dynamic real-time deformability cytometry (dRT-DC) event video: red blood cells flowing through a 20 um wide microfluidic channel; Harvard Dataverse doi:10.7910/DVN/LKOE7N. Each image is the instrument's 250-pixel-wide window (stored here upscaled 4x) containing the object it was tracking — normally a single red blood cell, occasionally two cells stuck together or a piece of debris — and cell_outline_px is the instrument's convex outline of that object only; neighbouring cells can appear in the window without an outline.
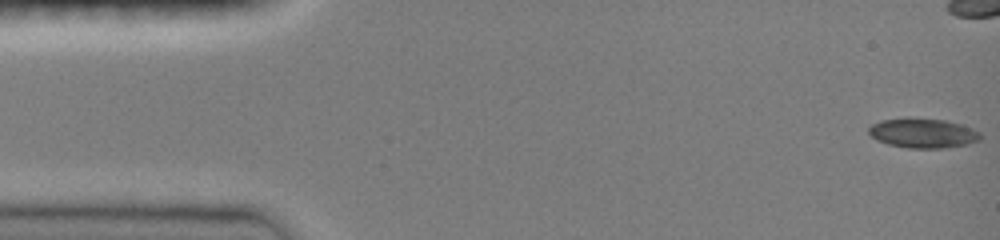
{"species": "common noctule bat (a hibernating species)", "species_latin": "Nyctalus noctula", "temperature_condition": "room temperature", "stored_images_in_passage": 41, "camera_frame_rate_fps": 3000, "um_per_image_px": 0.085, "animal": {"sex": "female", "body_mass_g": 19.0, "forearm_length_mm": 51.5}, "frame": {"image": 1, "passage_image": 1, "time_ms": 0.0, "image_size_px": [1000, 240], "cell_outline_px": [[980, 140], [968, 144], [944, 148], [908, 148], [888, 144], [876, 140], [868, 132], [868, 128], [872, 124], [880, 120], [908, 116], [944, 120], [960, 124], [972, 128], [980, 132]], "centroid_in_image_um": [78.42, 11.3], "position_along_channel_um": 6.6, "area_um2": 19.59}}
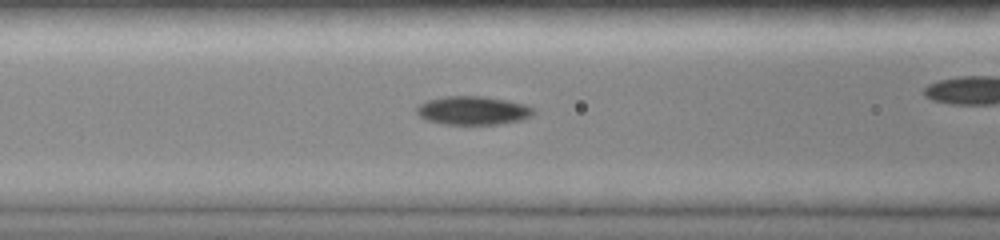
{"frame": {"image": 2, "passage_image": 19, "time_ms": 6.0, "image_size_px": [1000, 240], "cell_outline_px": [[536, 112], [532, 116], [520, 120], [500, 124], [444, 124], [428, 120], [420, 116], [416, 112], [416, 108], [420, 104], [428, 100], [444, 96], [484, 96], [508, 100], [524, 104], [532, 108]], "centroid_in_image_um": [40.22, 9.39], "position_along_channel_um": 126.4, "area_um2": 19.42}}
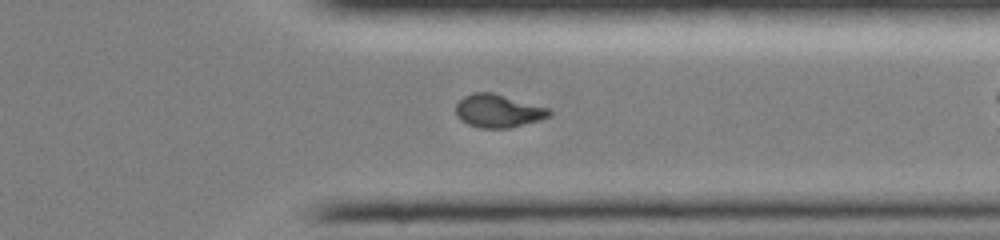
{"frame": {"image": 3, "passage_image": 37, "time_ms": 12.0, "image_size_px": [1000, 240], "cell_outline_px": [[552, 116], [540, 120], [508, 128], [480, 128], [468, 124], [460, 120], [456, 116], [456, 104], [464, 96], [472, 92], [492, 92], [548, 108], [552, 112]], "centroid_in_image_um": [42.33, 9.43], "position_along_channel_um": 369.1, "area_um2": 18.03}}